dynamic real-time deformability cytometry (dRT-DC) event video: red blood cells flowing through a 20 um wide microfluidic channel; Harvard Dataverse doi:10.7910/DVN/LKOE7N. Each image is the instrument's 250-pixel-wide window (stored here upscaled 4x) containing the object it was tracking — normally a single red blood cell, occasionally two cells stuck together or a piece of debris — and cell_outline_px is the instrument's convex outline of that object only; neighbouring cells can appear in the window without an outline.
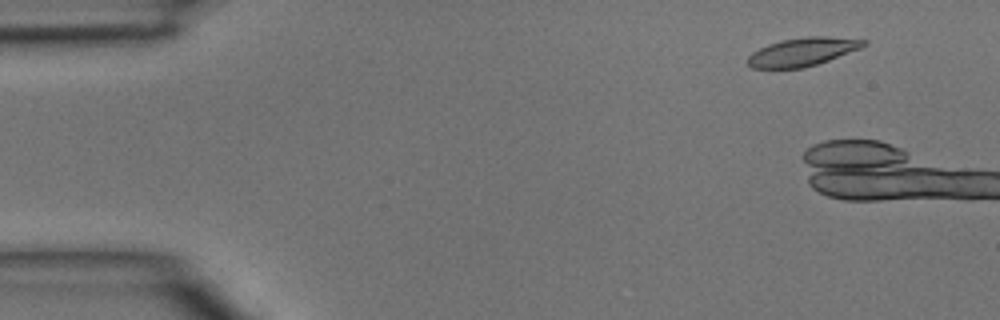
{"species": "common noctule bat (a hibernating species)", "species_latin": "Nyctalus noctula", "temperature_condition": "room temperature", "stored_images_in_passage": 12, "camera_frame_rate_fps": 3000, "um_per_image_px": 0.085, "animal": {"sex": "male", "body_mass_g": 15.6}, "frame": {"image": 1, "passage_image": 4, "time_ms": 1.0, "image_size_px": [1000, 320], "cell_outline_px": [[868, 44], [860, 48], [828, 60], [804, 68], [752, 68], [748, 64], [748, 56], [752, 52], [768, 44], [780, 40], [808, 36], [828, 36], [868, 40]], "centroid_in_image_um": [68.22, 4.39], "position_along_channel_um": 16.8, "area_um2": 19.07}}